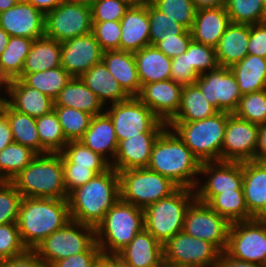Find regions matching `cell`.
Here are the masks:
<instances>
[{"mask_svg": "<svg viewBox=\"0 0 266 267\" xmlns=\"http://www.w3.org/2000/svg\"><path fill=\"white\" fill-rule=\"evenodd\" d=\"M119 199V173L110 167L69 193L67 200L71 220L95 228Z\"/></svg>", "mask_w": 266, "mask_h": 267, "instance_id": "obj_1", "label": "cell"}, {"mask_svg": "<svg viewBox=\"0 0 266 267\" xmlns=\"http://www.w3.org/2000/svg\"><path fill=\"white\" fill-rule=\"evenodd\" d=\"M201 164L177 134L167 126L153 145L147 168L170 178L179 187L195 189Z\"/></svg>", "mask_w": 266, "mask_h": 267, "instance_id": "obj_2", "label": "cell"}, {"mask_svg": "<svg viewBox=\"0 0 266 267\" xmlns=\"http://www.w3.org/2000/svg\"><path fill=\"white\" fill-rule=\"evenodd\" d=\"M71 221L67 199L23 197L17 226L23 244L35 249L47 236Z\"/></svg>", "mask_w": 266, "mask_h": 267, "instance_id": "obj_3", "label": "cell"}, {"mask_svg": "<svg viewBox=\"0 0 266 267\" xmlns=\"http://www.w3.org/2000/svg\"><path fill=\"white\" fill-rule=\"evenodd\" d=\"M11 182L23 197L68 199L60 153L38 154Z\"/></svg>", "mask_w": 266, "mask_h": 267, "instance_id": "obj_4", "label": "cell"}, {"mask_svg": "<svg viewBox=\"0 0 266 267\" xmlns=\"http://www.w3.org/2000/svg\"><path fill=\"white\" fill-rule=\"evenodd\" d=\"M145 228L143 208L119 199L95 227L102 253L118 254Z\"/></svg>", "mask_w": 266, "mask_h": 267, "instance_id": "obj_5", "label": "cell"}, {"mask_svg": "<svg viewBox=\"0 0 266 267\" xmlns=\"http://www.w3.org/2000/svg\"><path fill=\"white\" fill-rule=\"evenodd\" d=\"M230 114L217 112L203 120L168 122L167 126L177 134L201 163L221 161V149Z\"/></svg>", "mask_w": 266, "mask_h": 267, "instance_id": "obj_6", "label": "cell"}, {"mask_svg": "<svg viewBox=\"0 0 266 267\" xmlns=\"http://www.w3.org/2000/svg\"><path fill=\"white\" fill-rule=\"evenodd\" d=\"M194 199V189L179 187L170 196L146 206L143 209L145 229L164 245L183 231L186 210Z\"/></svg>", "mask_w": 266, "mask_h": 267, "instance_id": "obj_7", "label": "cell"}, {"mask_svg": "<svg viewBox=\"0 0 266 267\" xmlns=\"http://www.w3.org/2000/svg\"><path fill=\"white\" fill-rule=\"evenodd\" d=\"M120 199L134 206H146L170 196L179 186L170 178L146 168L119 171Z\"/></svg>", "mask_w": 266, "mask_h": 267, "instance_id": "obj_8", "label": "cell"}, {"mask_svg": "<svg viewBox=\"0 0 266 267\" xmlns=\"http://www.w3.org/2000/svg\"><path fill=\"white\" fill-rule=\"evenodd\" d=\"M96 242L95 228L76 221L47 236L34 249L50 267L54 262L87 251Z\"/></svg>", "mask_w": 266, "mask_h": 267, "instance_id": "obj_9", "label": "cell"}, {"mask_svg": "<svg viewBox=\"0 0 266 267\" xmlns=\"http://www.w3.org/2000/svg\"><path fill=\"white\" fill-rule=\"evenodd\" d=\"M105 113L110 117L118 143L145 132H162L167 124L161 121L137 97L105 106Z\"/></svg>", "mask_w": 266, "mask_h": 267, "instance_id": "obj_10", "label": "cell"}, {"mask_svg": "<svg viewBox=\"0 0 266 267\" xmlns=\"http://www.w3.org/2000/svg\"><path fill=\"white\" fill-rule=\"evenodd\" d=\"M91 7L63 0L45 15V36L60 43L92 32Z\"/></svg>", "mask_w": 266, "mask_h": 267, "instance_id": "obj_11", "label": "cell"}, {"mask_svg": "<svg viewBox=\"0 0 266 267\" xmlns=\"http://www.w3.org/2000/svg\"><path fill=\"white\" fill-rule=\"evenodd\" d=\"M225 252L236 260L266 266V220L231 223Z\"/></svg>", "mask_w": 266, "mask_h": 267, "instance_id": "obj_12", "label": "cell"}, {"mask_svg": "<svg viewBox=\"0 0 266 267\" xmlns=\"http://www.w3.org/2000/svg\"><path fill=\"white\" fill-rule=\"evenodd\" d=\"M221 253L214 244L193 238L184 231L163 245L164 264L177 267H216Z\"/></svg>", "mask_w": 266, "mask_h": 267, "instance_id": "obj_13", "label": "cell"}, {"mask_svg": "<svg viewBox=\"0 0 266 267\" xmlns=\"http://www.w3.org/2000/svg\"><path fill=\"white\" fill-rule=\"evenodd\" d=\"M229 228L230 223L224 217L196 198L186 210L183 231L214 244L221 252L226 251Z\"/></svg>", "mask_w": 266, "mask_h": 267, "instance_id": "obj_14", "label": "cell"}, {"mask_svg": "<svg viewBox=\"0 0 266 267\" xmlns=\"http://www.w3.org/2000/svg\"><path fill=\"white\" fill-rule=\"evenodd\" d=\"M199 175L203 176L194 189L195 198L203 203L219 193L243 190V162H203Z\"/></svg>", "mask_w": 266, "mask_h": 267, "instance_id": "obj_15", "label": "cell"}, {"mask_svg": "<svg viewBox=\"0 0 266 267\" xmlns=\"http://www.w3.org/2000/svg\"><path fill=\"white\" fill-rule=\"evenodd\" d=\"M218 112L234 113L242 97L236 77L229 67L218 66L194 82Z\"/></svg>", "mask_w": 266, "mask_h": 267, "instance_id": "obj_16", "label": "cell"}, {"mask_svg": "<svg viewBox=\"0 0 266 267\" xmlns=\"http://www.w3.org/2000/svg\"><path fill=\"white\" fill-rule=\"evenodd\" d=\"M259 127L260 125L241 119L234 113L230 114L221 149V161L255 160Z\"/></svg>", "mask_w": 266, "mask_h": 267, "instance_id": "obj_17", "label": "cell"}, {"mask_svg": "<svg viewBox=\"0 0 266 267\" xmlns=\"http://www.w3.org/2000/svg\"><path fill=\"white\" fill-rule=\"evenodd\" d=\"M103 50L91 32L61 43V66L72 76L81 77L102 61Z\"/></svg>", "mask_w": 266, "mask_h": 267, "instance_id": "obj_18", "label": "cell"}, {"mask_svg": "<svg viewBox=\"0 0 266 267\" xmlns=\"http://www.w3.org/2000/svg\"><path fill=\"white\" fill-rule=\"evenodd\" d=\"M0 27L10 36L37 39L45 35V15L28 2L0 12Z\"/></svg>", "mask_w": 266, "mask_h": 267, "instance_id": "obj_19", "label": "cell"}, {"mask_svg": "<svg viewBox=\"0 0 266 267\" xmlns=\"http://www.w3.org/2000/svg\"><path fill=\"white\" fill-rule=\"evenodd\" d=\"M182 88L171 79L147 83L137 98L167 124L179 110Z\"/></svg>", "mask_w": 266, "mask_h": 267, "instance_id": "obj_20", "label": "cell"}, {"mask_svg": "<svg viewBox=\"0 0 266 267\" xmlns=\"http://www.w3.org/2000/svg\"><path fill=\"white\" fill-rule=\"evenodd\" d=\"M120 24L119 50L134 53L150 46L148 4L130 5L120 20Z\"/></svg>", "mask_w": 266, "mask_h": 267, "instance_id": "obj_21", "label": "cell"}, {"mask_svg": "<svg viewBox=\"0 0 266 267\" xmlns=\"http://www.w3.org/2000/svg\"><path fill=\"white\" fill-rule=\"evenodd\" d=\"M161 132H145L118 143V149L110 164L117 172L148 166L153 145Z\"/></svg>", "mask_w": 266, "mask_h": 267, "instance_id": "obj_22", "label": "cell"}, {"mask_svg": "<svg viewBox=\"0 0 266 267\" xmlns=\"http://www.w3.org/2000/svg\"><path fill=\"white\" fill-rule=\"evenodd\" d=\"M243 190L249 214L266 220V164L243 162Z\"/></svg>", "mask_w": 266, "mask_h": 267, "instance_id": "obj_23", "label": "cell"}, {"mask_svg": "<svg viewBox=\"0 0 266 267\" xmlns=\"http://www.w3.org/2000/svg\"><path fill=\"white\" fill-rule=\"evenodd\" d=\"M7 102L17 111L33 118L54 110V100L39 90L25 85L19 78L8 81Z\"/></svg>", "mask_w": 266, "mask_h": 267, "instance_id": "obj_24", "label": "cell"}, {"mask_svg": "<svg viewBox=\"0 0 266 267\" xmlns=\"http://www.w3.org/2000/svg\"><path fill=\"white\" fill-rule=\"evenodd\" d=\"M102 61L129 97H137L141 90L134 53L121 50L103 51Z\"/></svg>", "mask_w": 266, "mask_h": 267, "instance_id": "obj_25", "label": "cell"}, {"mask_svg": "<svg viewBox=\"0 0 266 267\" xmlns=\"http://www.w3.org/2000/svg\"><path fill=\"white\" fill-rule=\"evenodd\" d=\"M79 141L100 154L110 164L113 162L118 149V140L113 123L105 112L92 117L89 128Z\"/></svg>", "mask_w": 266, "mask_h": 267, "instance_id": "obj_26", "label": "cell"}, {"mask_svg": "<svg viewBox=\"0 0 266 267\" xmlns=\"http://www.w3.org/2000/svg\"><path fill=\"white\" fill-rule=\"evenodd\" d=\"M118 255L134 267H162L163 245L145 228Z\"/></svg>", "mask_w": 266, "mask_h": 267, "instance_id": "obj_27", "label": "cell"}, {"mask_svg": "<svg viewBox=\"0 0 266 267\" xmlns=\"http://www.w3.org/2000/svg\"><path fill=\"white\" fill-rule=\"evenodd\" d=\"M230 23L225 7L199 9L190 30L192 40L215 48Z\"/></svg>", "mask_w": 266, "mask_h": 267, "instance_id": "obj_28", "label": "cell"}, {"mask_svg": "<svg viewBox=\"0 0 266 267\" xmlns=\"http://www.w3.org/2000/svg\"><path fill=\"white\" fill-rule=\"evenodd\" d=\"M250 25L230 23L215 47L216 59L221 67H231L248 55Z\"/></svg>", "mask_w": 266, "mask_h": 267, "instance_id": "obj_29", "label": "cell"}, {"mask_svg": "<svg viewBox=\"0 0 266 267\" xmlns=\"http://www.w3.org/2000/svg\"><path fill=\"white\" fill-rule=\"evenodd\" d=\"M85 85L98 97L104 106L125 101L129 96L120 87L103 61L95 64L81 77Z\"/></svg>", "mask_w": 266, "mask_h": 267, "instance_id": "obj_30", "label": "cell"}, {"mask_svg": "<svg viewBox=\"0 0 266 267\" xmlns=\"http://www.w3.org/2000/svg\"><path fill=\"white\" fill-rule=\"evenodd\" d=\"M54 106L84 111L92 116L105 112V106L80 77H72L54 99Z\"/></svg>", "mask_w": 266, "mask_h": 267, "instance_id": "obj_31", "label": "cell"}, {"mask_svg": "<svg viewBox=\"0 0 266 267\" xmlns=\"http://www.w3.org/2000/svg\"><path fill=\"white\" fill-rule=\"evenodd\" d=\"M134 56L141 87L147 83L171 79V58L155 46L144 47L134 52Z\"/></svg>", "mask_w": 266, "mask_h": 267, "instance_id": "obj_32", "label": "cell"}, {"mask_svg": "<svg viewBox=\"0 0 266 267\" xmlns=\"http://www.w3.org/2000/svg\"><path fill=\"white\" fill-rule=\"evenodd\" d=\"M61 66V43L47 36L33 41L22 73H35Z\"/></svg>", "mask_w": 266, "mask_h": 267, "instance_id": "obj_33", "label": "cell"}, {"mask_svg": "<svg viewBox=\"0 0 266 267\" xmlns=\"http://www.w3.org/2000/svg\"><path fill=\"white\" fill-rule=\"evenodd\" d=\"M10 124L14 142L29 147L37 154L49 153L41 144L36 127V118L15 110L8 102L2 111Z\"/></svg>", "mask_w": 266, "mask_h": 267, "instance_id": "obj_34", "label": "cell"}, {"mask_svg": "<svg viewBox=\"0 0 266 267\" xmlns=\"http://www.w3.org/2000/svg\"><path fill=\"white\" fill-rule=\"evenodd\" d=\"M230 69L236 77L242 95L266 89L265 58L248 54Z\"/></svg>", "mask_w": 266, "mask_h": 267, "instance_id": "obj_35", "label": "cell"}, {"mask_svg": "<svg viewBox=\"0 0 266 267\" xmlns=\"http://www.w3.org/2000/svg\"><path fill=\"white\" fill-rule=\"evenodd\" d=\"M217 112L193 83L182 88L179 110L169 122H194L211 117Z\"/></svg>", "mask_w": 266, "mask_h": 267, "instance_id": "obj_36", "label": "cell"}, {"mask_svg": "<svg viewBox=\"0 0 266 267\" xmlns=\"http://www.w3.org/2000/svg\"><path fill=\"white\" fill-rule=\"evenodd\" d=\"M33 41L26 37H10L6 49L0 55V74L7 81L16 79L22 74Z\"/></svg>", "mask_w": 266, "mask_h": 267, "instance_id": "obj_37", "label": "cell"}, {"mask_svg": "<svg viewBox=\"0 0 266 267\" xmlns=\"http://www.w3.org/2000/svg\"><path fill=\"white\" fill-rule=\"evenodd\" d=\"M18 78L25 85L39 90L54 100L72 76L59 66L35 73H22Z\"/></svg>", "mask_w": 266, "mask_h": 267, "instance_id": "obj_38", "label": "cell"}, {"mask_svg": "<svg viewBox=\"0 0 266 267\" xmlns=\"http://www.w3.org/2000/svg\"><path fill=\"white\" fill-rule=\"evenodd\" d=\"M206 204L230 224L253 219L245 203L244 190L219 193Z\"/></svg>", "mask_w": 266, "mask_h": 267, "instance_id": "obj_39", "label": "cell"}, {"mask_svg": "<svg viewBox=\"0 0 266 267\" xmlns=\"http://www.w3.org/2000/svg\"><path fill=\"white\" fill-rule=\"evenodd\" d=\"M38 154L29 147L12 142L0 152V181L14 179Z\"/></svg>", "mask_w": 266, "mask_h": 267, "instance_id": "obj_40", "label": "cell"}, {"mask_svg": "<svg viewBox=\"0 0 266 267\" xmlns=\"http://www.w3.org/2000/svg\"><path fill=\"white\" fill-rule=\"evenodd\" d=\"M60 154L62 163H74L75 167L89 168L97 174H101L111 167L105 158L79 140L68 141Z\"/></svg>", "mask_w": 266, "mask_h": 267, "instance_id": "obj_41", "label": "cell"}, {"mask_svg": "<svg viewBox=\"0 0 266 267\" xmlns=\"http://www.w3.org/2000/svg\"><path fill=\"white\" fill-rule=\"evenodd\" d=\"M225 10L231 23L253 25L266 22L263 0H226Z\"/></svg>", "mask_w": 266, "mask_h": 267, "instance_id": "obj_42", "label": "cell"}, {"mask_svg": "<svg viewBox=\"0 0 266 267\" xmlns=\"http://www.w3.org/2000/svg\"><path fill=\"white\" fill-rule=\"evenodd\" d=\"M36 127L40 144L49 153H60L64 149L68 140L63 134L61 124L54 110L36 118Z\"/></svg>", "mask_w": 266, "mask_h": 267, "instance_id": "obj_43", "label": "cell"}, {"mask_svg": "<svg viewBox=\"0 0 266 267\" xmlns=\"http://www.w3.org/2000/svg\"><path fill=\"white\" fill-rule=\"evenodd\" d=\"M148 19L150 23V45L155 46L159 41L176 38V35L191 34L189 30L175 20L148 4Z\"/></svg>", "mask_w": 266, "mask_h": 267, "instance_id": "obj_44", "label": "cell"}, {"mask_svg": "<svg viewBox=\"0 0 266 267\" xmlns=\"http://www.w3.org/2000/svg\"><path fill=\"white\" fill-rule=\"evenodd\" d=\"M65 138L79 140L90 126L92 115L75 108L54 106Z\"/></svg>", "mask_w": 266, "mask_h": 267, "instance_id": "obj_45", "label": "cell"}, {"mask_svg": "<svg viewBox=\"0 0 266 267\" xmlns=\"http://www.w3.org/2000/svg\"><path fill=\"white\" fill-rule=\"evenodd\" d=\"M234 114L257 125L266 124V89L242 95Z\"/></svg>", "mask_w": 266, "mask_h": 267, "instance_id": "obj_46", "label": "cell"}, {"mask_svg": "<svg viewBox=\"0 0 266 267\" xmlns=\"http://www.w3.org/2000/svg\"><path fill=\"white\" fill-rule=\"evenodd\" d=\"M151 4L187 30H191L197 12L192 0H152Z\"/></svg>", "mask_w": 266, "mask_h": 267, "instance_id": "obj_47", "label": "cell"}, {"mask_svg": "<svg viewBox=\"0 0 266 267\" xmlns=\"http://www.w3.org/2000/svg\"><path fill=\"white\" fill-rule=\"evenodd\" d=\"M22 198L11 181H0V224L17 222Z\"/></svg>", "mask_w": 266, "mask_h": 267, "instance_id": "obj_48", "label": "cell"}, {"mask_svg": "<svg viewBox=\"0 0 266 267\" xmlns=\"http://www.w3.org/2000/svg\"><path fill=\"white\" fill-rule=\"evenodd\" d=\"M189 65L198 75L216 69L219 65L215 48L191 40L188 45Z\"/></svg>", "mask_w": 266, "mask_h": 267, "instance_id": "obj_49", "label": "cell"}, {"mask_svg": "<svg viewBox=\"0 0 266 267\" xmlns=\"http://www.w3.org/2000/svg\"><path fill=\"white\" fill-rule=\"evenodd\" d=\"M27 249L16 223L0 224V261L20 255Z\"/></svg>", "mask_w": 266, "mask_h": 267, "instance_id": "obj_50", "label": "cell"}, {"mask_svg": "<svg viewBox=\"0 0 266 267\" xmlns=\"http://www.w3.org/2000/svg\"><path fill=\"white\" fill-rule=\"evenodd\" d=\"M90 7L92 22L120 21L130 4L126 0H95Z\"/></svg>", "mask_w": 266, "mask_h": 267, "instance_id": "obj_51", "label": "cell"}, {"mask_svg": "<svg viewBox=\"0 0 266 267\" xmlns=\"http://www.w3.org/2000/svg\"><path fill=\"white\" fill-rule=\"evenodd\" d=\"M92 33L103 51L119 50L120 21L92 22Z\"/></svg>", "mask_w": 266, "mask_h": 267, "instance_id": "obj_52", "label": "cell"}, {"mask_svg": "<svg viewBox=\"0 0 266 267\" xmlns=\"http://www.w3.org/2000/svg\"><path fill=\"white\" fill-rule=\"evenodd\" d=\"M171 80L178 85L185 87L193 84L199 75L189 65L188 48L187 51L171 59Z\"/></svg>", "mask_w": 266, "mask_h": 267, "instance_id": "obj_53", "label": "cell"}, {"mask_svg": "<svg viewBox=\"0 0 266 267\" xmlns=\"http://www.w3.org/2000/svg\"><path fill=\"white\" fill-rule=\"evenodd\" d=\"M62 166L64 184L68 194L97 175L95 171L89 168L75 167L74 163H62Z\"/></svg>", "mask_w": 266, "mask_h": 267, "instance_id": "obj_54", "label": "cell"}, {"mask_svg": "<svg viewBox=\"0 0 266 267\" xmlns=\"http://www.w3.org/2000/svg\"><path fill=\"white\" fill-rule=\"evenodd\" d=\"M101 253L100 247L95 242L87 251L58 260L50 267H93Z\"/></svg>", "mask_w": 266, "mask_h": 267, "instance_id": "obj_55", "label": "cell"}, {"mask_svg": "<svg viewBox=\"0 0 266 267\" xmlns=\"http://www.w3.org/2000/svg\"><path fill=\"white\" fill-rule=\"evenodd\" d=\"M191 40V34H180L176 38L159 41L155 47L172 59L185 53Z\"/></svg>", "mask_w": 266, "mask_h": 267, "instance_id": "obj_56", "label": "cell"}, {"mask_svg": "<svg viewBox=\"0 0 266 267\" xmlns=\"http://www.w3.org/2000/svg\"><path fill=\"white\" fill-rule=\"evenodd\" d=\"M248 54L266 59V22L250 25Z\"/></svg>", "mask_w": 266, "mask_h": 267, "instance_id": "obj_57", "label": "cell"}, {"mask_svg": "<svg viewBox=\"0 0 266 267\" xmlns=\"http://www.w3.org/2000/svg\"><path fill=\"white\" fill-rule=\"evenodd\" d=\"M0 267H48L34 249H27L24 253L1 260Z\"/></svg>", "mask_w": 266, "mask_h": 267, "instance_id": "obj_58", "label": "cell"}, {"mask_svg": "<svg viewBox=\"0 0 266 267\" xmlns=\"http://www.w3.org/2000/svg\"><path fill=\"white\" fill-rule=\"evenodd\" d=\"M216 267H266L260 264L251 263L242 260H236L230 257L225 251L221 253Z\"/></svg>", "mask_w": 266, "mask_h": 267, "instance_id": "obj_59", "label": "cell"}, {"mask_svg": "<svg viewBox=\"0 0 266 267\" xmlns=\"http://www.w3.org/2000/svg\"><path fill=\"white\" fill-rule=\"evenodd\" d=\"M13 142L9 121L6 115L0 114V152L3 148Z\"/></svg>", "mask_w": 266, "mask_h": 267, "instance_id": "obj_60", "label": "cell"}, {"mask_svg": "<svg viewBox=\"0 0 266 267\" xmlns=\"http://www.w3.org/2000/svg\"><path fill=\"white\" fill-rule=\"evenodd\" d=\"M254 161L266 164V124L260 125L259 127L258 145Z\"/></svg>", "mask_w": 266, "mask_h": 267, "instance_id": "obj_61", "label": "cell"}, {"mask_svg": "<svg viewBox=\"0 0 266 267\" xmlns=\"http://www.w3.org/2000/svg\"><path fill=\"white\" fill-rule=\"evenodd\" d=\"M63 0H27L44 15L54 10Z\"/></svg>", "mask_w": 266, "mask_h": 267, "instance_id": "obj_62", "label": "cell"}, {"mask_svg": "<svg viewBox=\"0 0 266 267\" xmlns=\"http://www.w3.org/2000/svg\"><path fill=\"white\" fill-rule=\"evenodd\" d=\"M93 267H117V254H105L101 253Z\"/></svg>", "mask_w": 266, "mask_h": 267, "instance_id": "obj_63", "label": "cell"}, {"mask_svg": "<svg viewBox=\"0 0 266 267\" xmlns=\"http://www.w3.org/2000/svg\"><path fill=\"white\" fill-rule=\"evenodd\" d=\"M196 9L225 7L226 0H192Z\"/></svg>", "mask_w": 266, "mask_h": 267, "instance_id": "obj_64", "label": "cell"}, {"mask_svg": "<svg viewBox=\"0 0 266 267\" xmlns=\"http://www.w3.org/2000/svg\"><path fill=\"white\" fill-rule=\"evenodd\" d=\"M10 37L11 36L2 27H0V55L6 49Z\"/></svg>", "mask_w": 266, "mask_h": 267, "instance_id": "obj_65", "label": "cell"}, {"mask_svg": "<svg viewBox=\"0 0 266 267\" xmlns=\"http://www.w3.org/2000/svg\"><path fill=\"white\" fill-rule=\"evenodd\" d=\"M17 3L16 0H0V12L6 11Z\"/></svg>", "mask_w": 266, "mask_h": 267, "instance_id": "obj_66", "label": "cell"}, {"mask_svg": "<svg viewBox=\"0 0 266 267\" xmlns=\"http://www.w3.org/2000/svg\"><path fill=\"white\" fill-rule=\"evenodd\" d=\"M3 90L4 91V95H3V92L1 91ZM7 90H8V81L0 74V98H7ZM6 91V92H5ZM2 93V95H1Z\"/></svg>", "mask_w": 266, "mask_h": 267, "instance_id": "obj_67", "label": "cell"}, {"mask_svg": "<svg viewBox=\"0 0 266 267\" xmlns=\"http://www.w3.org/2000/svg\"><path fill=\"white\" fill-rule=\"evenodd\" d=\"M117 267H134L117 254Z\"/></svg>", "mask_w": 266, "mask_h": 267, "instance_id": "obj_68", "label": "cell"}, {"mask_svg": "<svg viewBox=\"0 0 266 267\" xmlns=\"http://www.w3.org/2000/svg\"><path fill=\"white\" fill-rule=\"evenodd\" d=\"M130 5H147L152 0H126Z\"/></svg>", "mask_w": 266, "mask_h": 267, "instance_id": "obj_69", "label": "cell"}, {"mask_svg": "<svg viewBox=\"0 0 266 267\" xmlns=\"http://www.w3.org/2000/svg\"><path fill=\"white\" fill-rule=\"evenodd\" d=\"M69 1L85 3V4H88V5H91L95 0H69Z\"/></svg>", "mask_w": 266, "mask_h": 267, "instance_id": "obj_70", "label": "cell"}, {"mask_svg": "<svg viewBox=\"0 0 266 267\" xmlns=\"http://www.w3.org/2000/svg\"><path fill=\"white\" fill-rule=\"evenodd\" d=\"M6 102H7V98H0V114L3 111V107H4Z\"/></svg>", "mask_w": 266, "mask_h": 267, "instance_id": "obj_71", "label": "cell"}, {"mask_svg": "<svg viewBox=\"0 0 266 267\" xmlns=\"http://www.w3.org/2000/svg\"><path fill=\"white\" fill-rule=\"evenodd\" d=\"M162 267H177V266H172V265H169V264H163Z\"/></svg>", "mask_w": 266, "mask_h": 267, "instance_id": "obj_72", "label": "cell"}, {"mask_svg": "<svg viewBox=\"0 0 266 267\" xmlns=\"http://www.w3.org/2000/svg\"><path fill=\"white\" fill-rule=\"evenodd\" d=\"M17 2H27V0H16Z\"/></svg>", "mask_w": 266, "mask_h": 267, "instance_id": "obj_73", "label": "cell"}]
</instances>
